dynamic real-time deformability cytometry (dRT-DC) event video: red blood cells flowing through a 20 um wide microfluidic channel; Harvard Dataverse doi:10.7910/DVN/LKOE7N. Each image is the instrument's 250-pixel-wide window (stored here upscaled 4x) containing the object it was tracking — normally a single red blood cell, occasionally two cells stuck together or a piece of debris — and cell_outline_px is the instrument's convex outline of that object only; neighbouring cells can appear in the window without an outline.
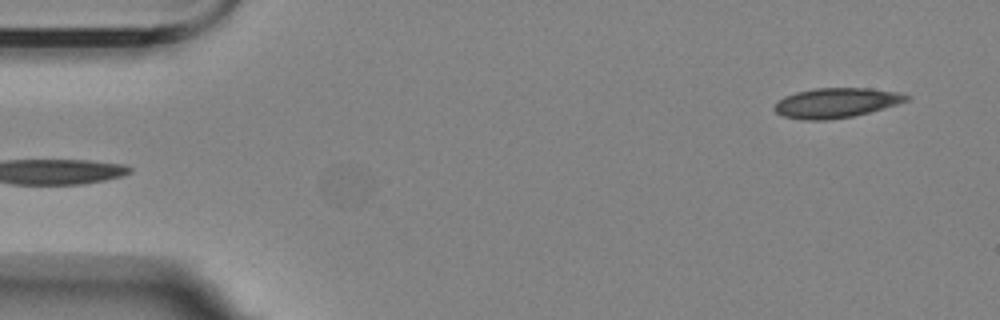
{"species": "Egyptian fruit bat (a non-hibernating species)", "species_latin": "Rousettus aegyptiacus", "temperature_condition": "room temperature", "stored_images_in_passage": 7, "segment_of_instrument_passage": [2, 2], "camera_frame_rate_fps": 3000, "um_per_image_px": 0.085, "animal": {"sex": "female"}, "frame": {"image": 1, "passage_image": 7, "time_ms": 6.667, "image_size_px": [1000, 320], "cell_outline_px": [[912, 96], [908, 100], [884, 108], [852, 116], [824, 120], [804, 120], [784, 116], [776, 112], [772, 108], [776, 100], [784, 96], [796, 92], [816, 88], [868, 88], [900, 92]], "centroid_in_image_um": [71.04, 8.73], "position_along_channel_um": 14.0, "area_um2": 22.95}}